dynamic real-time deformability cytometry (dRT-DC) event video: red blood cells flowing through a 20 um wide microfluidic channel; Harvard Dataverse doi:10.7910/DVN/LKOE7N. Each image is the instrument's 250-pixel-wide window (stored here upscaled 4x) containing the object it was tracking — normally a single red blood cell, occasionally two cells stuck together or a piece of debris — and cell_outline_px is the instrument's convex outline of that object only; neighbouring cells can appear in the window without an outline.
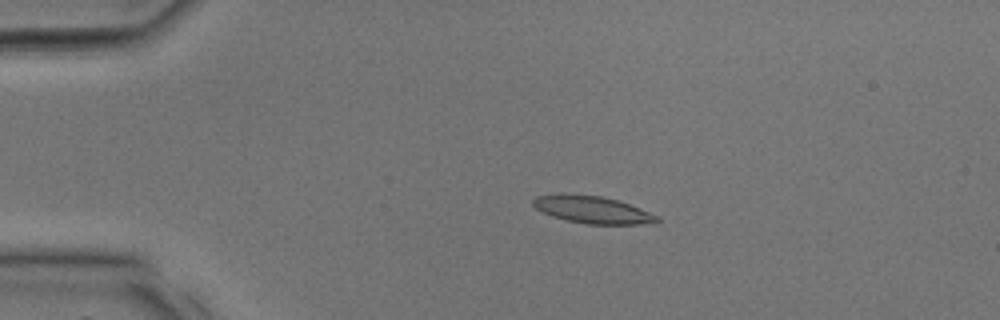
{"species": "common noctule bat (a hibernating species)", "species_latin": "Nyctalus noctula", "temperature_condition": "room temperature", "stored_images_in_passage": 14, "camera_frame_rate_fps": 3000, "um_per_image_px": 0.085, "animal": {"sex": "male", "body_mass_g": 17.9, "forearm_length_mm": 54.2}, "frame": {"image": 1, "passage_image": 1, "time_ms": 0.0, "image_size_px": [1000, 320], "cell_outline_px": [[660, 220], [640, 224], [588, 224], [568, 220], [552, 216], [536, 208], [532, 204], [532, 200], [536, 196], [600, 196], [616, 200], [640, 208], [660, 216]], "centroid_in_image_um": [50.42, 17.86], "position_along_channel_um": 34.6, "area_um2": 18.73}}
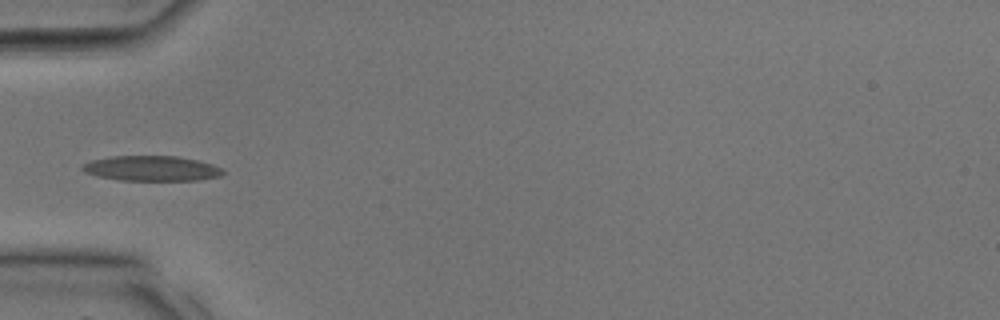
{"frame": {"image": 2, "passage_image": 5, "time_ms": 1.333, "image_size_px": [1000, 320], "cell_outline_px": [[224, 172], [220, 176], [200, 180], [120, 180], [100, 176], [84, 172], [80, 168], [84, 164], [92, 160], [112, 156], [176, 156], [196, 160], [212, 164], [220, 168]], "centroid_in_image_um": [12.88, 14.31], "position_along_channel_um": 72.1, "area_um2": 20.35}}
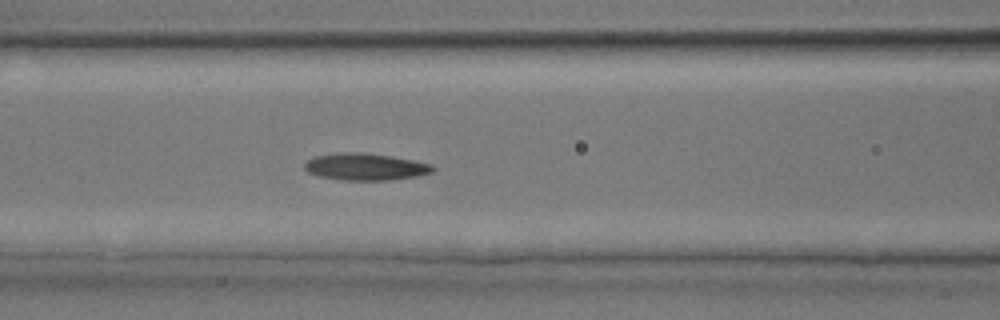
{"frame": {"image": 3, "passage_image": 8, "time_ms": 2.333, "image_size_px": [1000, 320], "cell_outline_px": [[436, 168], [432, 172], [416, 176], [388, 180], [344, 180], [320, 176], [308, 172], [304, 168], [304, 164], [308, 160], [316, 156], [344, 152], [360, 152], [392, 156], [432, 164]], "centroid_in_image_um": [31.08, 14.17], "position_along_channel_um": 135.5, "area_um2": 19.94}}